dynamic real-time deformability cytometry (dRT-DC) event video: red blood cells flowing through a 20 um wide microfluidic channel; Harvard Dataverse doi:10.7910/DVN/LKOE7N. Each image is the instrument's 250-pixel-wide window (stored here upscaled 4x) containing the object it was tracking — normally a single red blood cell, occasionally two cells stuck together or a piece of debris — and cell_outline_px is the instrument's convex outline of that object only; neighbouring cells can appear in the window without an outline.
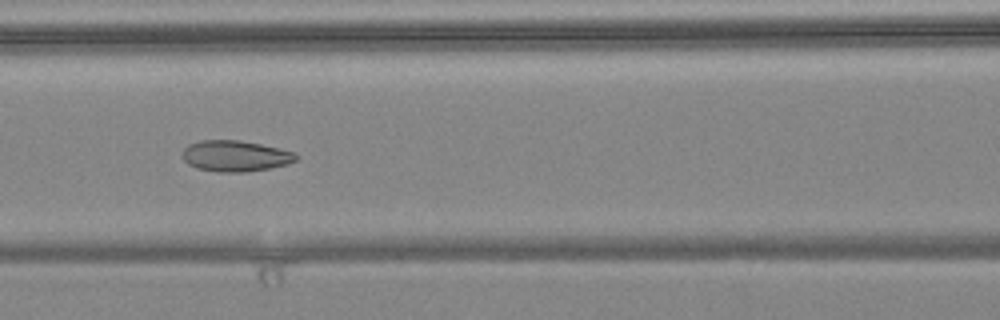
{"species": "common noctule bat (a hibernating species)", "species_latin": "Nyctalus noctula", "temperature_condition": "warm", "stored_images_in_passage": 8, "segment_of_instrument_passage": [1, 2], "camera_frame_rate_fps": 3000, "um_per_image_px": 0.085, "animal": {"sex": "female", "body_mass_g": 24.6, "forearm_length_mm": 56.2}, "frame": {"image": 1, "passage_image": 6, "time_ms": 1.667, "image_size_px": [1000, 320], "cell_outline_px": [[296, 160], [288, 164], [272, 168], [248, 172], [220, 172], [196, 168], [188, 164], [184, 160], [184, 148], [188, 144], [200, 140], [240, 140], [280, 148], [296, 152]], "centroid_in_image_um": [20.02, 13.26], "position_along_channel_um": 146.6, "area_um2": 20.63}}
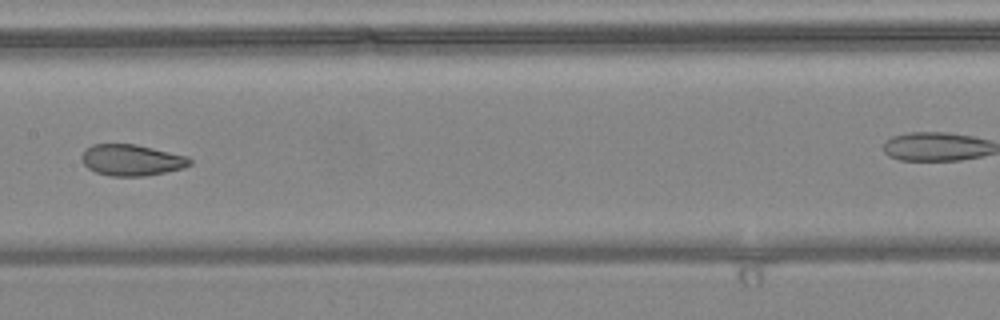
{"frame": {"image": 2, "passage_image": 7, "time_ms": 2.0, "image_size_px": [1000, 320], "cell_outline_px": [[192, 164], [184, 168], [144, 176], [112, 176], [96, 172], [88, 168], [80, 160], [80, 156], [92, 144], [136, 144], [188, 156], [192, 160]], "centroid_in_image_um": [11.2, 13.6], "position_along_channel_um": 196.2, "area_um2": 19.71}}